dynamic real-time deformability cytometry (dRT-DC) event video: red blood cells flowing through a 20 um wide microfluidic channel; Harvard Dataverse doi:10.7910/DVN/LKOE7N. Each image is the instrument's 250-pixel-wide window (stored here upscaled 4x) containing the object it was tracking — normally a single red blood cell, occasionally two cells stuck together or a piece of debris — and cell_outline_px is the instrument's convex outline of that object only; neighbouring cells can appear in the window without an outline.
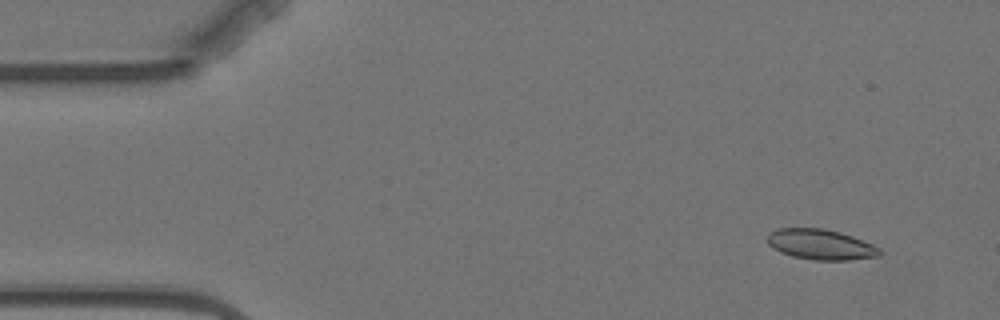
{"species": "Egyptian fruit bat (a non-hibernating species)", "species_latin": "Rousettus aegyptiacus", "temperature_condition": "warm", "stored_images_in_passage": 3, "camera_frame_rate_fps": 3000, "um_per_image_px": 0.085, "animal": {"sex": "female"}, "frame": {"image": 1, "passage_image": 1, "time_ms": 0.0, "image_size_px": [1000, 320], "cell_outline_px": [[884, 252], [880, 256], [848, 260], [816, 260], [792, 256], [780, 252], [772, 248], [768, 244], [768, 236], [772, 232], [780, 228], [824, 228], [840, 232], [852, 236], [872, 244], [880, 248]], "centroid_in_image_um": [69.79, 20.79], "position_along_channel_um": 15.2, "area_um2": 19.88}}